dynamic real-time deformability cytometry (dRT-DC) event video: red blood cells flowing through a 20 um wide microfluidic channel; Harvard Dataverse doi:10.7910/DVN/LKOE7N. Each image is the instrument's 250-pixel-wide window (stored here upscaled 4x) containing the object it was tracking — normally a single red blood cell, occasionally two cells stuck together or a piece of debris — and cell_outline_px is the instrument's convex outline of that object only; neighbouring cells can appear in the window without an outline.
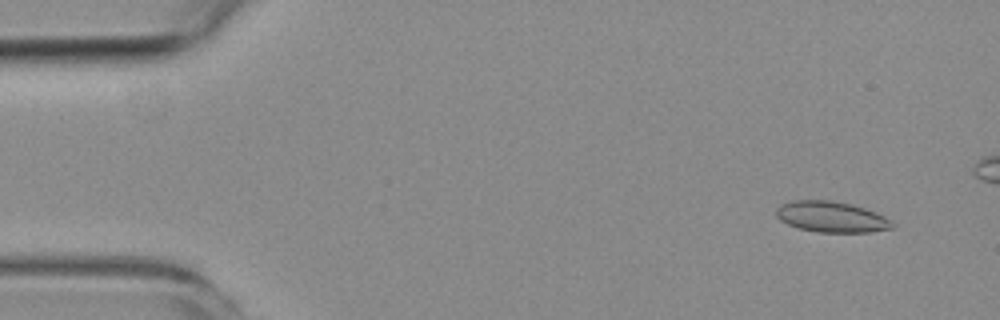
{"species": "common noctule bat (a hibernating species)", "species_latin": "Nyctalus noctula", "temperature_condition": "room temperature", "stored_images_in_passage": 6, "camera_frame_rate_fps": 3000, "um_per_image_px": 0.085, "animal": {"sex": "female", "body_mass_g": 19.3, "forearm_length_mm": 54.1}, "frame": {"image": 1, "passage_image": 2, "time_ms": 1.0, "image_size_px": [1000, 320], "cell_outline_px": [[896, 224], [892, 228], [868, 232], [820, 232], [796, 228], [780, 220], [776, 216], [776, 208], [780, 204], [792, 200], [832, 200], [852, 204], [876, 212], [892, 220]], "centroid_in_image_um": [70.66, 18.42], "position_along_channel_um": 14.3, "area_um2": 21.04}}